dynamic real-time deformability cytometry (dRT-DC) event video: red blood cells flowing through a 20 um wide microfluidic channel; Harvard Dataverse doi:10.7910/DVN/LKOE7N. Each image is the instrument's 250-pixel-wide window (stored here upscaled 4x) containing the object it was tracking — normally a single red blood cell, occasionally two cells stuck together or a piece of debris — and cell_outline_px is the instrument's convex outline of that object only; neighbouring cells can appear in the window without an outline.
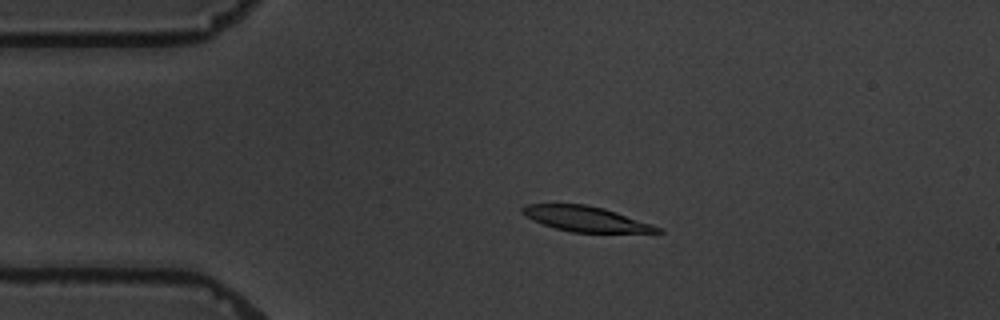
{"species": "common noctule bat (a hibernating species)", "species_latin": "Nyctalus noctula", "temperature_condition": "warm", "stored_images_in_passage": 4, "camera_frame_rate_fps": 3000, "um_per_image_px": 0.085, "animal": {"sex": "male", "body_mass_g": 19.5, "forearm_length_mm": 54.6}, "frame": {"image": 1, "passage_image": 3, "time_ms": 2.333, "image_size_px": [1000, 320], "cell_outline_px": [[664, 232], [572, 232], [556, 228], [532, 220], [524, 216], [520, 212], [520, 208], [528, 204], [584, 204], [604, 208], [652, 224], [660, 228]], "centroid_in_image_um": [49.73, 18.59], "position_along_channel_um": 35.3, "area_um2": 19.59}}